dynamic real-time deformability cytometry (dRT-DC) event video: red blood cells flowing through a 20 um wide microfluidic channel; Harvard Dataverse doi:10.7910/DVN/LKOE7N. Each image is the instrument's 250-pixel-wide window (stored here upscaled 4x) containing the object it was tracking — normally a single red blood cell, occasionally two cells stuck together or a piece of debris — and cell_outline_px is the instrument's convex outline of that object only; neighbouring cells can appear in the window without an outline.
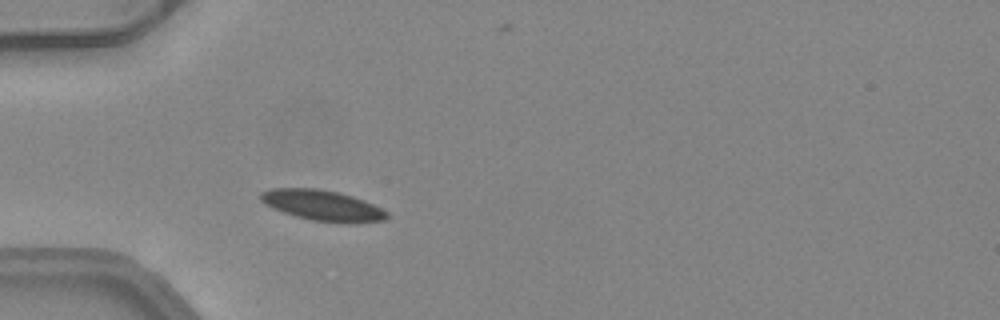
{"species": "common noctule bat (a hibernating species)", "species_latin": "Nyctalus noctula", "temperature_condition": "warm", "stored_images_in_passage": 39, "camera_frame_rate_fps": 3000, "um_per_image_px": 0.085, "animal": {"sex": "female", "body_mass_g": 24.6, "forearm_length_mm": 56.2}, "frame": {"image": 1, "passage_image": 3, "time_ms": 0.667, "image_size_px": [1000, 320], "cell_outline_px": [[388, 216], [384, 220], [348, 224], [312, 220], [296, 216], [272, 208], [264, 204], [260, 200], [260, 192], [268, 188], [316, 188], [340, 192], [364, 200], [388, 212]], "centroid_in_image_um": [27.39, 17.45], "position_along_channel_um": 57.6, "area_um2": 22.66}}
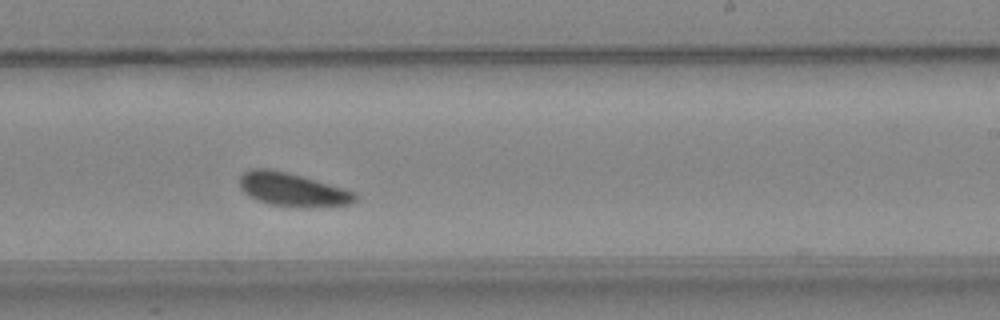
{"frame": {"image": 2, "passage_image": 19, "time_ms": 6.0, "image_size_px": [1000, 320], "cell_outline_px": [[356, 200], [352, 204], [304, 208], [296, 208], [272, 204], [248, 196], [240, 188], [240, 176], [244, 172], [252, 168], [272, 168], [288, 172], [356, 192]], "centroid_in_image_um": [24.86, 16.11], "position_along_channel_um": 264.1, "area_um2": 22.6}}
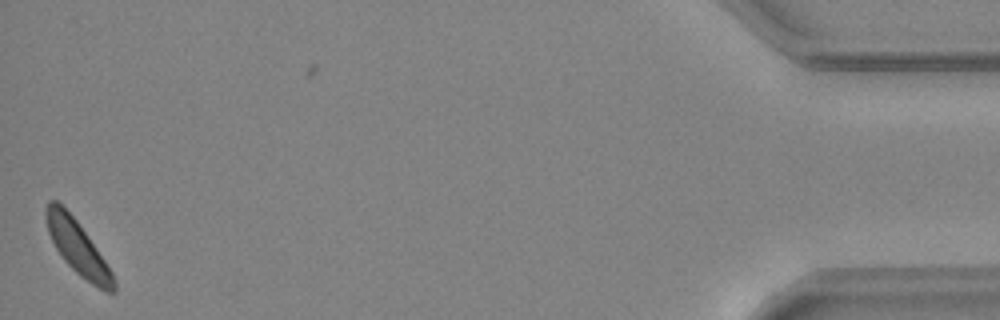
{"frame": {"image": 3, "passage_image": 38, "time_ms": 12.333, "image_size_px": [1000, 320], "cell_outline_px": [[116, 292], [104, 292], [80, 276], [64, 260], [56, 248], [48, 232], [44, 212], [44, 208], [48, 200], [56, 200], [76, 220], [88, 236], [112, 272], [116, 280]], "centroid_in_image_um": [6.6, 21.05], "position_along_channel_um": 428.6, "area_um2": 20.92}, "authors_computed_cell_mechanics": {"area_um2": 21.9062, "velocity_mm_per_s": 4.0228, "shape_relaxation_time_tau1_ms": 2.4617, "shape_relaxation_time_tau2_ms": 6.4523, "deformation_change_tau1": 0.0576, "deformation_change_tau2": 0.1056}}